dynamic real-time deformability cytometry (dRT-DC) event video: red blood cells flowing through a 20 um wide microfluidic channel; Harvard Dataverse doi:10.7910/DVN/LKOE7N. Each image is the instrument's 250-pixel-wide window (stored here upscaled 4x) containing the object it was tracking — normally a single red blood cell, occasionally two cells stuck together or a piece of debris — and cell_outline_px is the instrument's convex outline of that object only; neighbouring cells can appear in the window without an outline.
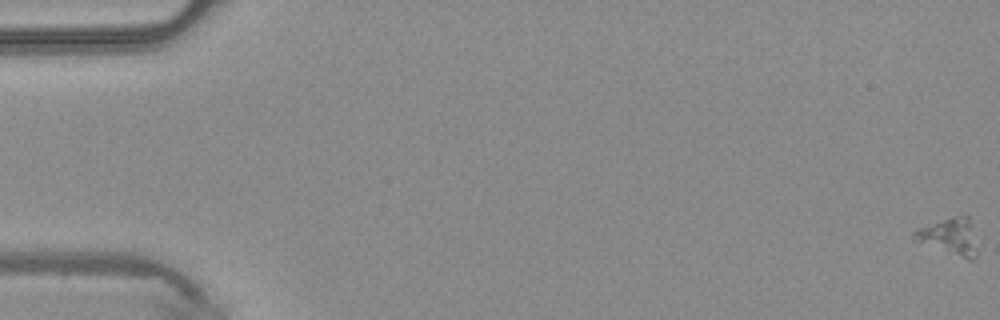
{"species": "common noctule bat (a hibernating species)", "species_latin": "Nyctalus noctula", "temperature_condition": "warm", "stored_images_in_passage": 49, "camera_frame_rate_fps": 3000, "um_per_image_px": 0.085, "animal": {"sex": "male", "body_mass_g": 20.4}, "frame": {"image": 1, "passage_image": 1, "time_ms": 0.0, "image_size_px": [1000, 320], "cell_outline_px": [[976, 260], [968, 260], [912, 240], [912, 232], [916, 228], [944, 220], [964, 216], [968, 216], [976, 256]], "centroid_in_image_um": [80.62, 20.15], "position_along_channel_um": 4.4, "area_um2": 12.83}}
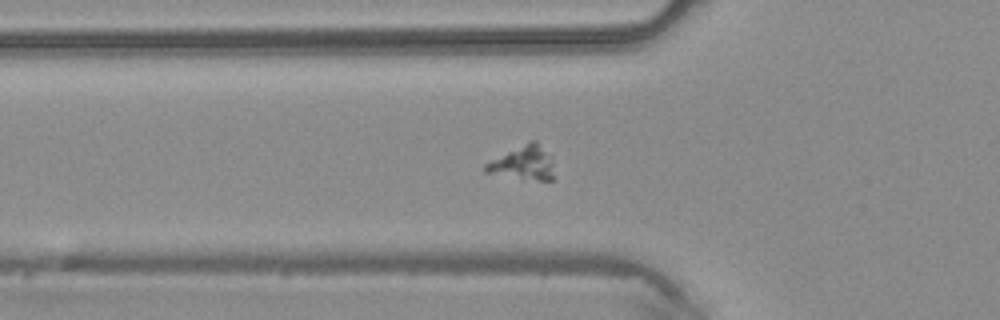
{"frame": {"image": 2, "passage_image": 18, "time_ms": 5.667, "image_size_px": [1000, 320], "cell_outline_px": [[552, 180], [524, 180], [484, 172], [484, 164], [528, 140], [536, 140], [552, 160]], "centroid_in_image_um": [44.44, 13.86], "position_along_channel_um": 81.4, "area_um2": 13.53}}
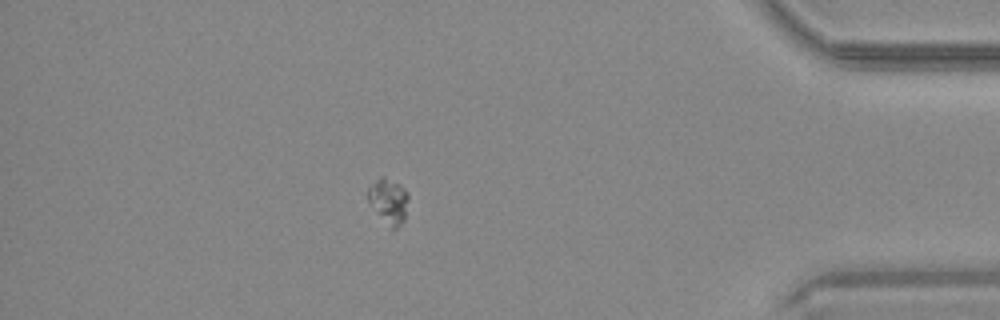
{"frame": {"image": 3, "passage_image": 43, "time_ms": 14.0, "image_size_px": [1000, 320], "cell_outline_px": [[408, 200], [404, 220], [396, 228], [392, 228], [376, 212], [368, 200], [368, 188], [380, 176], [384, 176], [400, 184], [408, 192]], "centroid_in_image_um": [33.05, 17.04], "position_along_channel_um": 402.2, "area_um2": 10.4}}